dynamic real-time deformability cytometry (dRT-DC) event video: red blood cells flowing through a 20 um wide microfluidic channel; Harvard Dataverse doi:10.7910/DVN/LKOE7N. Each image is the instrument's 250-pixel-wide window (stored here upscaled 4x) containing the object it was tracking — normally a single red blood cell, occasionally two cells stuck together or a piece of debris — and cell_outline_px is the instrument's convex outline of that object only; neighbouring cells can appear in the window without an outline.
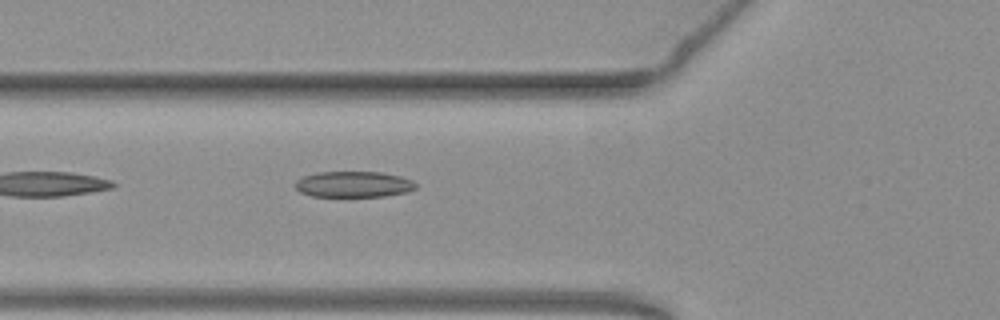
{"species": "common noctule bat (a hibernating species)", "species_latin": "Nyctalus noctula", "temperature_condition": "warm", "stored_images_in_passage": 35, "camera_frame_rate_fps": 3000, "um_per_image_px": 0.085, "animal": {"sex": "female", "body_mass_g": 19.3, "forearm_length_mm": 54.1}, "frame": {"image": 1, "passage_image": 4, "time_ms": 1.0, "image_size_px": [1000, 320], "cell_outline_px": [[416, 188], [408, 192], [384, 196], [312, 196], [300, 192], [292, 184], [296, 180], [304, 176], [316, 172], [380, 172], [400, 176], [412, 180], [416, 184]], "centroid_in_image_um": [30.03, 15.66], "position_along_channel_um": 95.8, "area_um2": 18.26}}
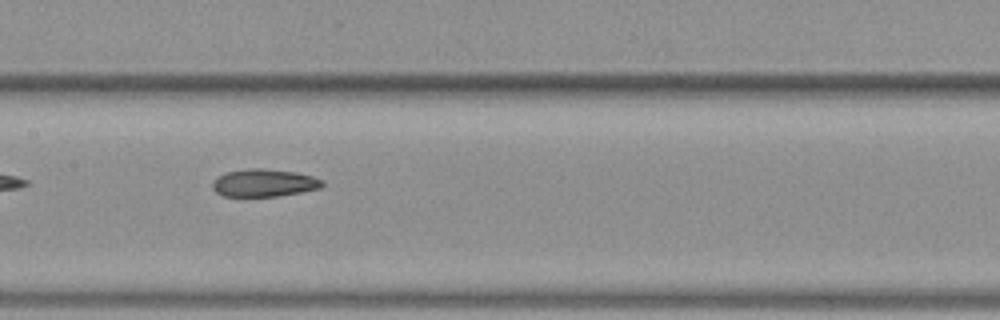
{"frame": {"image": 2, "passage_image": 11, "time_ms": 3.333, "image_size_px": [1000, 320], "cell_outline_px": [[324, 184], [320, 188], [300, 192], [276, 196], [224, 196], [216, 192], [212, 188], [212, 184], [220, 176], [228, 172], [248, 168], [260, 168], [292, 172], [312, 176], [324, 180]], "centroid_in_image_um": [22.46, 15.55], "position_along_channel_um": 184.9, "area_um2": 17.34}}
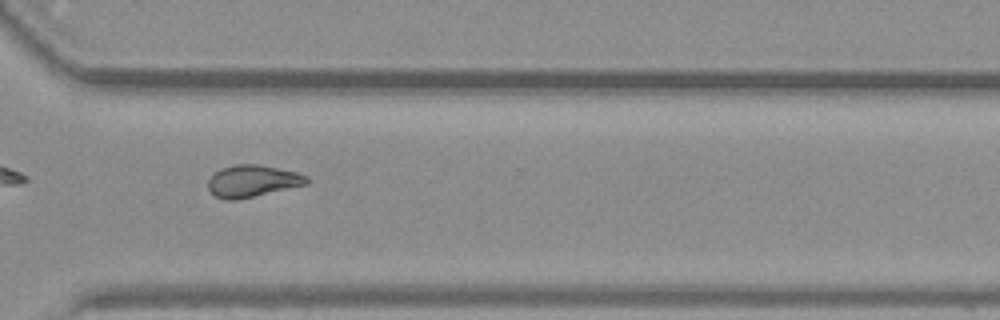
{"frame": {"image": 3, "passage_image": 24, "time_ms": 7.667, "image_size_px": [1000, 320], "cell_outline_px": [[308, 184], [236, 200], [224, 200], [216, 196], [208, 188], [208, 180], [220, 168], [236, 164], [256, 164], [296, 172], [308, 176]], "centroid_in_image_um": [21.45, 15.39], "position_along_channel_um": 349.1, "area_um2": 18.15}, "authors_computed_cell_mechanics": {"area_um2": 18.0336, "velocity_mm_per_s": 3.8042, "shape_relaxation_time_tau1_ms": null, "shape_relaxation_time_tau2_ms": 4.5405, "deformation_change_tau1": null, "deformation_change_tau2": 0.1188}}